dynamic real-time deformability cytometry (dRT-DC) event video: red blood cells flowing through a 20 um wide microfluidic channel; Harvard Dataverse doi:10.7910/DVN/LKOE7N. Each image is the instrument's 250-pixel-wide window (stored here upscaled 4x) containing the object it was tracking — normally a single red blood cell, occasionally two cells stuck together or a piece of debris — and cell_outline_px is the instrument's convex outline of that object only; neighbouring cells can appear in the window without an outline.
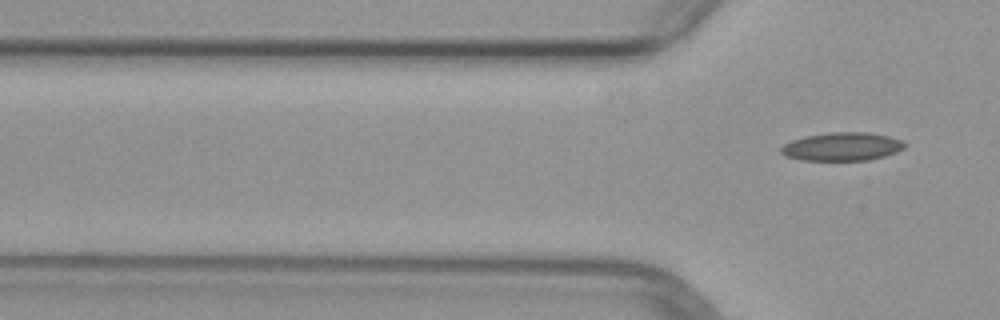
{"species": "common noctule bat (a hibernating species)", "species_latin": "Nyctalus noctula", "temperature_condition": "warm", "stored_images_in_passage": 4, "segment_of_instrument_passage": [2, 2], "camera_frame_rate_fps": 3000, "um_per_image_px": 0.085, "animal": {"sex": "female", "body_mass_g": 29.2, "forearm_length_mm": 56.3}, "frame": {"image": 1, "passage_image": 4, "time_ms": 3.667, "image_size_px": [1000, 320], "cell_outline_px": [[908, 144], [904, 148], [896, 152], [884, 156], [868, 160], [800, 160], [784, 156], [780, 152], [780, 148], [784, 144], [792, 140], [804, 136], [832, 132], [868, 132], [888, 136], [904, 140]], "centroid_in_image_um": [71.58, 12.46], "position_along_channel_um": 54.2, "area_um2": 20.58}}